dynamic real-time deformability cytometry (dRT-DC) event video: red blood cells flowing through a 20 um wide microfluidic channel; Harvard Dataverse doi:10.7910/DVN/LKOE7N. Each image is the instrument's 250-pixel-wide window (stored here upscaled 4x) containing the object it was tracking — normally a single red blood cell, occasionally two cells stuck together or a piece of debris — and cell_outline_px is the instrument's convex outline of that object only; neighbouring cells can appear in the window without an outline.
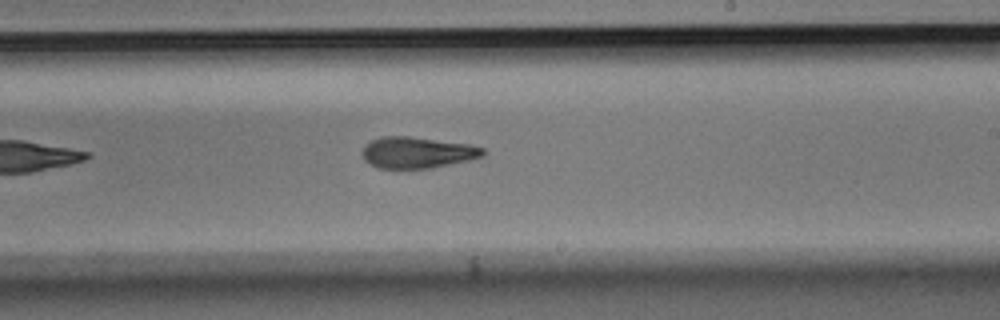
{"species": "Egyptian fruit bat (a non-hibernating species)", "species_latin": "Rousettus aegyptiacus", "temperature_condition": "room temperature", "stored_images_in_passage": 11, "camera_frame_rate_fps": 3000, "um_per_image_px": 0.085, "animal": {"sex": "male"}, "frame": {"image": 1, "passage_image": 11, "time_ms": 3.333, "image_size_px": [1000, 320], "cell_outline_px": [[488, 152], [484, 156], [468, 160], [432, 168], [376, 168], [364, 160], [364, 148], [372, 140], [384, 136], [408, 136], [468, 144], [484, 148]], "centroid_in_image_um": [35.51, 12.97], "position_along_channel_um": 253.5, "area_um2": 21.79}}